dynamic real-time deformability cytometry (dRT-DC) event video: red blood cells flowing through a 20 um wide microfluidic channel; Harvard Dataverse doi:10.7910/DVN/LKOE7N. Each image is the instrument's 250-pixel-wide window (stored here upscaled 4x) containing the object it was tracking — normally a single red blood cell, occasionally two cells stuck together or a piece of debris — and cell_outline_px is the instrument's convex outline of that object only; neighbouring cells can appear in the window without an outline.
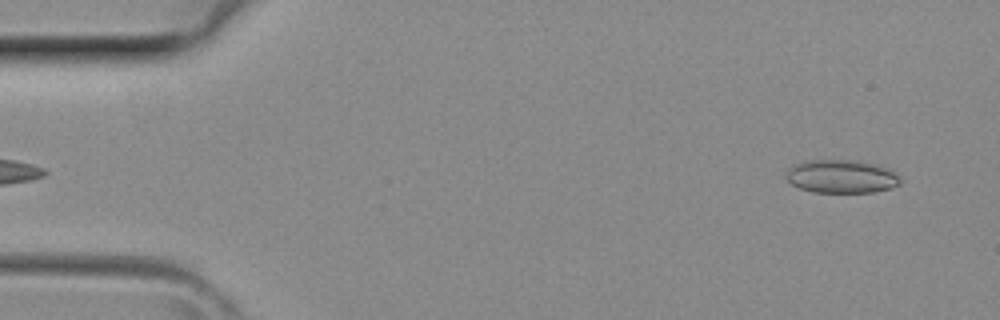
{"species": "common noctule bat (a hibernating species)", "species_latin": "Nyctalus noctula", "temperature_condition": "room temperature", "stored_images_in_passage": 3, "camera_frame_rate_fps": 3000, "um_per_image_px": 0.085, "animal": {"sex": "female", "body_mass_g": 29.2, "forearm_length_mm": 56.3}, "frame": {"image": 1, "passage_image": 3, "time_ms": 0.667, "image_size_px": [1000, 320], "cell_outline_px": [[900, 184], [892, 188], [872, 192], [812, 192], [800, 188], [792, 184], [784, 176], [788, 168], [792, 164], [804, 160], [860, 160], [876, 164], [888, 168], [900, 180]], "centroid_in_image_um": [71.47, 14.98], "position_along_channel_um": 13.5, "area_um2": 22.31}}